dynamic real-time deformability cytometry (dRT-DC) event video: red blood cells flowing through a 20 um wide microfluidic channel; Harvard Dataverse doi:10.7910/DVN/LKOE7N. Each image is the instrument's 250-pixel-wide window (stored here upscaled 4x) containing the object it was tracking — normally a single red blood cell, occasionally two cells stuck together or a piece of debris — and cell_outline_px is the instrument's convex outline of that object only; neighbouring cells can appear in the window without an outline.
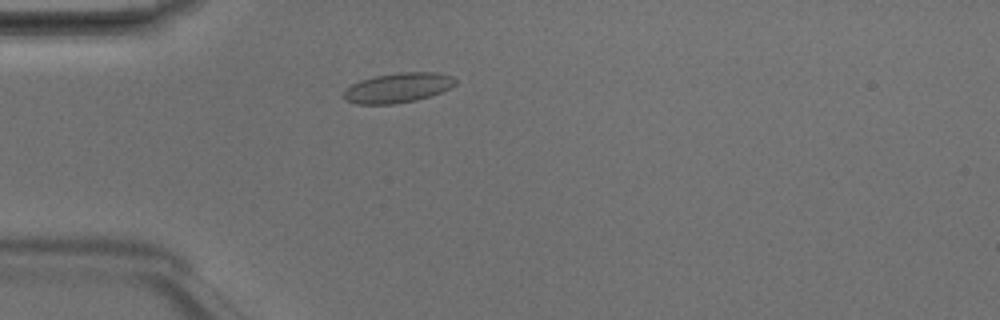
{"species": "Egyptian fruit bat (a non-hibernating species)", "species_latin": "Rousettus aegyptiacus", "temperature_condition": "room temperature", "stored_images_in_passage": 3, "camera_frame_rate_fps": 3000, "um_per_image_px": 0.085, "animal": {"sex": "male"}, "frame": {"image": 1, "passage_image": 3, "time_ms": 0.667, "image_size_px": [1000, 320], "cell_outline_px": [[456, 84], [440, 92], [416, 100], [392, 104], [356, 104], [344, 100], [344, 92], [352, 84], [360, 80], [376, 76], [400, 72], [436, 72], [452, 76], [456, 80]], "centroid_in_image_um": [33.81, 7.46], "position_along_channel_um": 51.2, "area_um2": 19.19}}